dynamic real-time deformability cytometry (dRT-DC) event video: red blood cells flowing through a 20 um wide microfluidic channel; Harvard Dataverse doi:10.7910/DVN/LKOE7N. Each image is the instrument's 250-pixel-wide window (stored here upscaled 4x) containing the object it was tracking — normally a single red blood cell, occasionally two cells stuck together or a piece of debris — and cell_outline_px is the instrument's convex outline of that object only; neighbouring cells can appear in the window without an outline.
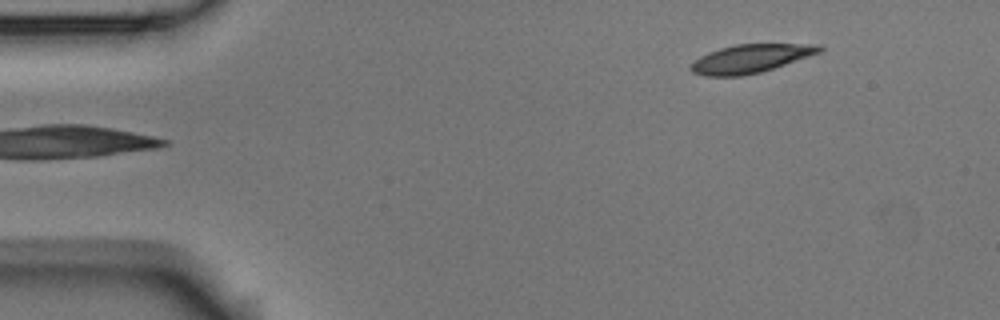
{"species": "Egyptian fruit bat (a non-hibernating species)", "species_latin": "Rousettus aegyptiacus", "temperature_condition": "room temperature", "stored_images_in_passage": 5, "segment_of_instrument_passage": [2, 2], "camera_frame_rate_fps": 3000, "um_per_image_px": 0.085, "animal": {"sex": "male"}, "frame": {"image": 1, "passage_image": 5, "time_ms": 1.333, "image_size_px": [1000, 320], "cell_outline_px": [[824, 48], [820, 52], [760, 72], [740, 76], [704, 76], [692, 72], [688, 68], [688, 64], [700, 56], [708, 52], [720, 48], [736, 44], [820, 44]], "centroid_in_image_um": [63.72, 4.98], "position_along_channel_um": 21.3, "area_um2": 21.21}}